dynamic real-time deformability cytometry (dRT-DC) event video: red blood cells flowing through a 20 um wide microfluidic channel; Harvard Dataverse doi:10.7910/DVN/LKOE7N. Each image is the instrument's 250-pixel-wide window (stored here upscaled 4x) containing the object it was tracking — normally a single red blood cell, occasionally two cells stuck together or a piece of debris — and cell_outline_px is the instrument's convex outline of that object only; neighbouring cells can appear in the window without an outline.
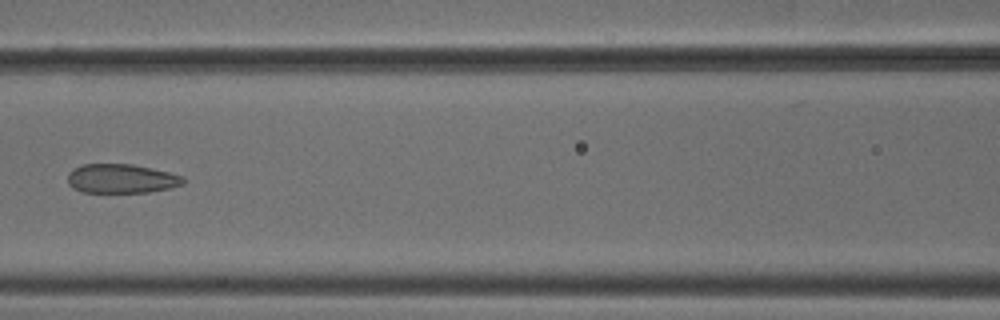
{"species": "common noctule bat (a hibernating species)", "species_latin": "Nyctalus noctula", "temperature_condition": "cold", "stored_images_in_passage": 8, "camera_frame_rate_fps": 3000, "um_per_image_px": 0.085, "animal": {"sex": "male", "body_mass_g": 18.8}, "frame": {"image": 1, "passage_image": 7, "time_ms": 2.0, "image_size_px": [1000, 320], "cell_outline_px": [[184, 184], [172, 188], [148, 192], [84, 192], [72, 188], [68, 184], [68, 172], [72, 168], [80, 164], [132, 164], [152, 168], [184, 176]], "centroid_in_image_um": [10.3, 15.18], "position_along_channel_um": 156.3, "area_um2": 19.83}}
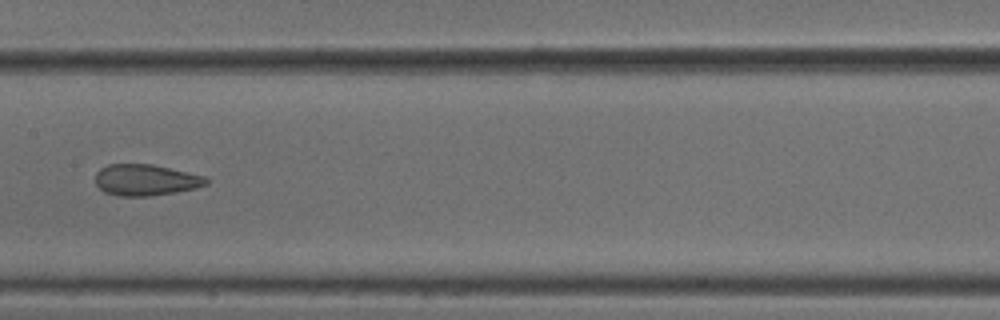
{"frame": {"image": 2, "passage_image": 8, "time_ms": 2.333, "image_size_px": [1000, 320], "cell_outline_px": [[208, 184], [196, 188], [176, 192], [148, 196], [120, 196], [104, 192], [96, 184], [96, 172], [100, 168], [108, 164], [152, 164], [204, 176], [208, 180]], "centroid_in_image_um": [12.37, 15.3], "position_along_channel_um": 195.0, "area_um2": 20.11}}